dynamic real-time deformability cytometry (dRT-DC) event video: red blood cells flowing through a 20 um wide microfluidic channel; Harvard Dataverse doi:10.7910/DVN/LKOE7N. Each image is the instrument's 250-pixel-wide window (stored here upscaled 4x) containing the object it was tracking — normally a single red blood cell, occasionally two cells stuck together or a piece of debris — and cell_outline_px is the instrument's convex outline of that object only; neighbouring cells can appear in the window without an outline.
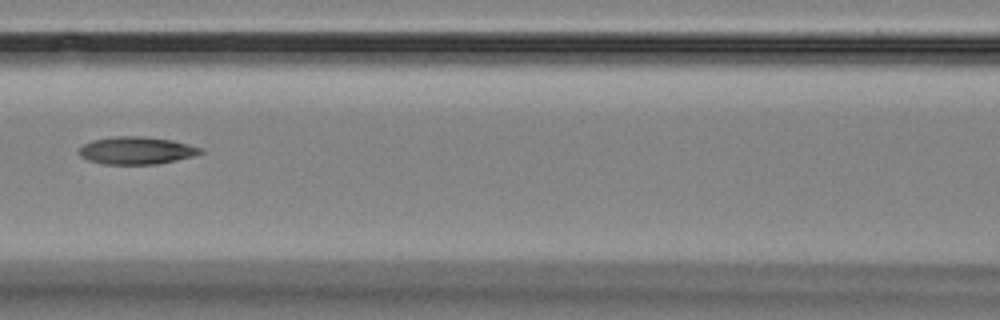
{"species": "Egyptian fruit bat (a non-hibernating species)", "species_latin": "Rousettus aegyptiacus", "temperature_condition": "room temperature", "stored_images_in_passage": 8, "camera_frame_rate_fps": 3000, "um_per_image_px": 0.085, "animal": {"sex": "female"}, "frame": {"image": 1, "passage_image": 3, "time_ms": 2.333, "image_size_px": [1000, 320], "cell_outline_px": [[204, 152], [192, 156], [176, 160], [156, 164], [104, 164], [88, 160], [80, 156], [80, 148], [84, 144], [92, 140], [116, 136], [144, 136], [172, 140], [204, 148]], "centroid_in_image_um": [11.62, 12.79], "position_along_channel_um": 155.0, "area_um2": 19.42}}
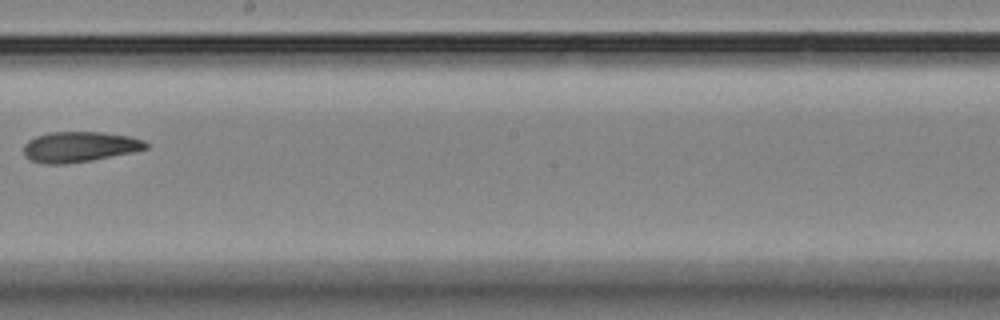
{"frame": {"image": 2, "passage_image": 6, "time_ms": 7.0, "image_size_px": [1000, 320], "cell_outline_px": [[148, 148], [132, 152], [92, 160], [64, 164], [44, 164], [32, 160], [24, 156], [24, 144], [28, 140], [36, 136], [52, 132], [100, 132], [128, 136], [144, 140], [148, 144]], "centroid_in_image_um": [6.74, 12.48], "position_along_channel_um": 241.5, "area_um2": 21.56}}
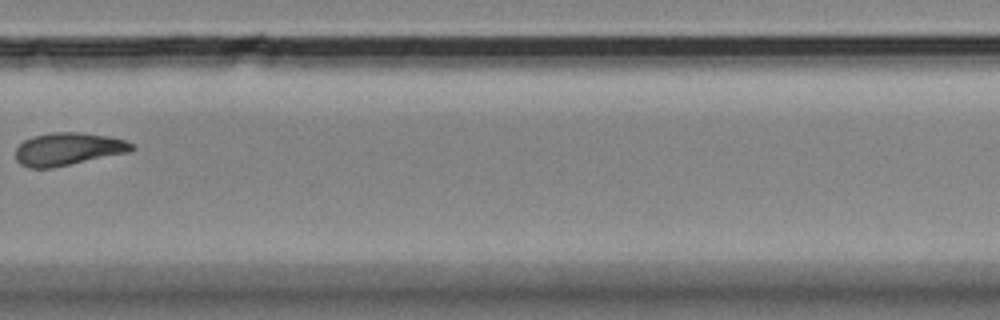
{"frame": {"image": 3, "passage_image": 8, "time_ms": 9.333, "image_size_px": [1000, 320], "cell_outline_px": [[136, 148], [132, 152], [52, 168], [28, 168], [20, 164], [16, 160], [16, 148], [24, 140], [32, 136], [52, 132], [76, 132], [108, 136], [124, 140], [132, 144]], "centroid_in_image_um": [5.79, 12.68], "position_along_channel_um": 324.0, "area_um2": 22.31}}